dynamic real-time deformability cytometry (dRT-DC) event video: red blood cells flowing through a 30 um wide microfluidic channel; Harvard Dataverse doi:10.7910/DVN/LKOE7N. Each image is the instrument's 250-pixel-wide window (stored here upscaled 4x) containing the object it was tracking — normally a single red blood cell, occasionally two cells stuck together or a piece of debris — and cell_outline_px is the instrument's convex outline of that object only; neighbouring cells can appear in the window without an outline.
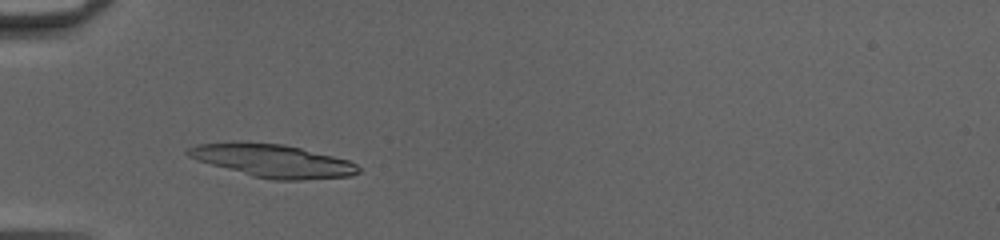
{"species": "common noctule bat (a hibernating species)", "species_latin": "Nyctalus noctula", "temperature_condition": "cold", "stored_images_in_passage": 42, "camera_frame_rate_fps": 3000, "um_per_image_px": 0.085, "animal": {"sex": "female", "body_mass_g": 20.0, "forearm_length_mm": 54.0}, "frame": {"image": 1, "passage_image": 9, "time_ms": 2.667, "image_size_px": [1000, 240], "cell_outline_px": [[360, 172], [352, 176], [300, 180], [276, 180], [252, 176], [196, 160], [188, 156], [184, 152], [188, 148], [196, 144], [240, 140], [248, 140], [284, 144], [348, 160], [356, 164], [360, 168]], "centroid_in_image_um": [23.12, 13.64], "position_along_channel_um": 61.9, "area_um2": 33.18}}
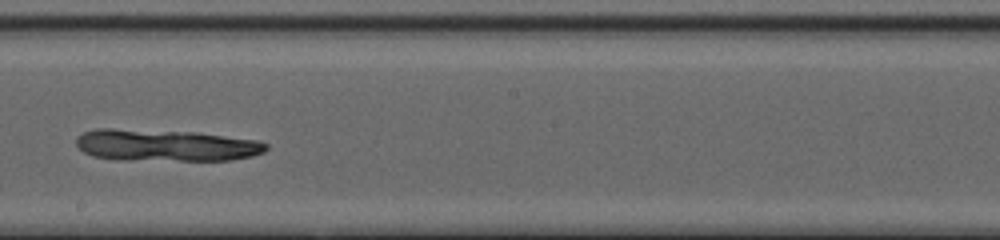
{"frame": {"image": 2, "passage_image": 22, "time_ms": 7.0, "image_size_px": [1000, 240], "cell_outline_px": [[268, 148], [264, 152], [252, 156], [228, 160], [116, 160], [92, 156], [84, 152], [76, 144], [76, 136], [84, 132], [96, 128], [112, 128], [196, 132], [256, 140], [268, 144]], "centroid_in_image_um": [14.04, 12.35], "position_along_channel_um": 234.2, "area_um2": 35.43}}
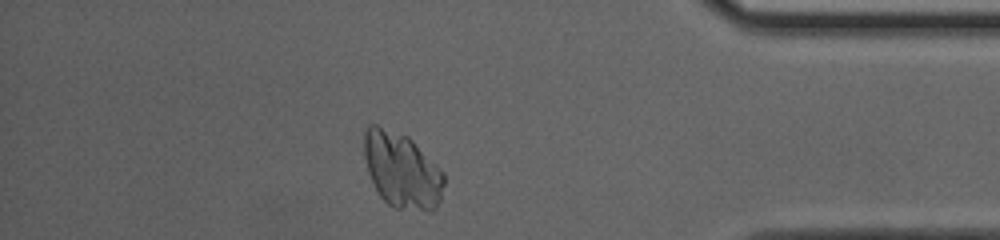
{"frame": {"image": 3, "passage_image": 36, "time_ms": 11.667, "image_size_px": [1000, 240], "cell_outline_px": [[444, 184], [440, 200], [436, 208], [428, 212], [392, 208], [380, 196], [368, 172], [364, 156], [364, 132], [368, 124], [376, 124], [408, 136], [444, 172]], "centroid_in_image_um": [34.16, 14.48], "position_along_channel_um": 401.0, "area_um2": 35.43}}